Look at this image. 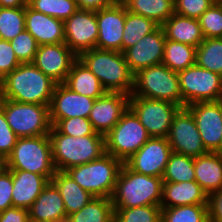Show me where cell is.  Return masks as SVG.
I'll list each match as a JSON object with an SVG mask.
<instances>
[{
    "mask_svg": "<svg viewBox=\"0 0 222 222\" xmlns=\"http://www.w3.org/2000/svg\"><path fill=\"white\" fill-rule=\"evenodd\" d=\"M193 115L203 145L208 152L221 153L222 100L196 102L186 107Z\"/></svg>",
    "mask_w": 222,
    "mask_h": 222,
    "instance_id": "13",
    "label": "cell"
},
{
    "mask_svg": "<svg viewBox=\"0 0 222 222\" xmlns=\"http://www.w3.org/2000/svg\"><path fill=\"white\" fill-rule=\"evenodd\" d=\"M51 182L62 196L67 217L81 210L94 197L64 171H56Z\"/></svg>",
    "mask_w": 222,
    "mask_h": 222,
    "instance_id": "28",
    "label": "cell"
},
{
    "mask_svg": "<svg viewBox=\"0 0 222 222\" xmlns=\"http://www.w3.org/2000/svg\"><path fill=\"white\" fill-rule=\"evenodd\" d=\"M182 108L196 102L222 100V76L194 64L177 72Z\"/></svg>",
    "mask_w": 222,
    "mask_h": 222,
    "instance_id": "10",
    "label": "cell"
},
{
    "mask_svg": "<svg viewBox=\"0 0 222 222\" xmlns=\"http://www.w3.org/2000/svg\"><path fill=\"white\" fill-rule=\"evenodd\" d=\"M208 204V195L196 181L164 182L161 208Z\"/></svg>",
    "mask_w": 222,
    "mask_h": 222,
    "instance_id": "24",
    "label": "cell"
},
{
    "mask_svg": "<svg viewBox=\"0 0 222 222\" xmlns=\"http://www.w3.org/2000/svg\"><path fill=\"white\" fill-rule=\"evenodd\" d=\"M128 0H112V2L114 4H124L125 2H127Z\"/></svg>",
    "mask_w": 222,
    "mask_h": 222,
    "instance_id": "50",
    "label": "cell"
},
{
    "mask_svg": "<svg viewBox=\"0 0 222 222\" xmlns=\"http://www.w3.org/2000/svg\"><path fill=\"white\" fill-rule=\"evenodd\" d=\"M195 181L210 194L222 189V153L208 152L194 158Z\"/></svg>",
    "mask_w": 222,
    "mask_h": 222,
    "instance_id": "25",
    "label": "cell"
},
{
    "mask_svg": "<svg viewBox=\"0 0 222 222\" xmlns=\"http://www.w3.org/2000/svg\"><path fill=\"white\" fill-rule=\"evenodd\" d=\"M130 95L165 100L182 108L178 74L163 64L137 72L134 75V86Z\"/></svg>",
    "mask_w": 222,
    "mask_h": 222,
    "instance_id": "7",
    "label": "cell"
},
{
    "mask_svg": "<svg viewBox=\"0 0 222 222\" xmlns=\"http://www.w3.org/2000/svg\"><path fill=\"white\" fill-rule=\"evenodd\" d=\"M5 167L44 175L51 181L57 170L49 135L18 138L12 153L5 160Z\"/></svg>",
    "mask_w": 222,
    "mask_h": 222,
    "instance_id": "5",
    "label": "cell"
},
{
    "mask_svg": "<svg viewBox=\"0 0 222 222\" xmlns=\"http://www.w3.org/2000/svg\"><path fill=\"white\" fill-rule=\"evenodd\" d=\"M171 153L167 138L151 137L124 164L134 172L162 178Z\"/></svg>",
    "mask_w": 222,
    "mask_h": 222,
    "instance_id": "15",
    "label": "cell"
},
{
    "mask_svg": "<svg viewBox=\"0 0 222 222\" xmlns=\"http://www.w3.org/2000/svg\"><path fill=\"white\" fill-rule=\"evenodd\" d=\"M55 85L33 63H21L2 79L0 98L49 106Z\"/></svg>",
    "mask_w": 222,
    "mask_h": 222,
    "instance_id": "1",
    "label": "cell"
},
{
    "mask_svg": "<svg viewBox=\"0 0 222 222\" xmlns=\"http://www.w3.org/2000/svg\"><path fill=\"white\" fill-rule=\"evenodd\" d=\"M129 108L150 137L167 138L173 117L181 107L165 100L130 95Z\"/></svg>",
    "mask_w": 222,
    "mask_h": 222,
    "instance_id": "11",
    "label": "cell"
},
{
    "mask_svg": "<svg viewBox=\"0 0 222 222\" xmlns=\"http://www.w3.org/2000/svg\"><path fill=\"white\" fill-rule=\"evenodd\" d=\"M166 39L198 47L205 39L198 19L173 14L162 25Z\"/></svg>",
    "mask_w": 222,
    "mask_h": 222,
    "instance_id": "26",
    "label": "cell"
},
{
    "mask_svg": "<svg viewBox=\"0 0 222 222\" xmlns=\"http://www.w3.org/2000/svg\"><path fill=\"white\" fill-rule=\"evenodd\" d=\"M25 30V7H0V39L10 41Z\"/></svg>",
    "mask_w": 222,
    "mask_h": 222,
    "instance_id": "36",
    "label": "cell"
},
{
    "mask_svg": "<svg viewBox=\"0 0 222 222\" xmlns=\"http://www.w3.org/2000/svg\"><path fill=\"white\" fill-rule=\"evenodd\" d=\"M196 64L222 76V38H205L197 47Z\"/></svg>",
    "mask_w": 222,
    "mask_h": 222,
    "instance_id": "33",
    "label": "cell"
},
{
    "mask_svg": "<svg viewBox=\"0 0 222 222\" xmlns=\"http://www.w3.org/2000/svg\"><path fill=\"white\" fill-rule=\"evenodd\" d=\"M166 37L162 26L145 35L123 54L131 72L135 75L140 70L162 64Z\"/></svg>",
    "mask_w": 222,
    "mask_h": 222,
    "instance_id": "17",
    "label": "cell"
},
{
    "mask_svg": "<svg viewBox=\"0 0 222 222\" xmlns=\"http://www.w3.org/2000/svg\"><path fill=\"white\" fill-rule=\"evenodd\" d=\"M114 219L112 200L93 197L81 210L69 215L66 222H114Z\"/></svg>",
    "mask_w": 222,
    "mask_h": 222,
    "instance_id": "30",
    "label": "cell"
},
{
    "mask_svg": "<svg viewBox=\"0 0 222 222\" xmlns=\"http://www.w3.org/2000/svg\"><path fill=\"white\" fill-rule=\"evenodd\" d=\"M28 220V209L12 206L0 212V222H27Z\"/></svg>",
    "mask_w": 222,
    "mask_h": 222,
    "instance_id": "47",
    "label": "cell"
},
{
    "mask_svg": "<svg viewBox=\"0 0 222 222\" xmlns=\"http://www.w3.org/2000/svg\"><path fill=\"white\" fill-rule=\"evenodd\" d=\"M28 5L37 12L63 21L79 9L75 0H29Z\"/></svg>",
    "mask_w": 222,
    "mask_h": 222,
    "instance_id": "37",
    "label": "cell"
},
{
    "mask_svg": "<svg viewBox=\"0 0 222 222\" xmlns=\"http://www.w3.org/2000/svg\"><path fill=\"white\" fill-rule=\"evenodd\" d=\"M78 56L65 44L39 45L32 63L56 84L66 81Z\"/></svg>",
    "mask_w": 222,
    "mask_h": 222,
    "instance_id": "16",
    "label": "cell"
},
{
    "mask_svg": "<svg viewBox=\"0 0 222 222\" xmlns=\"http://www.w3.org/2000/svg\"><path fill=\"white\" fill-rule=\"evenodd\" d=\"M5 168V161L0 157V171Z\"/></svg>",
    "mask_w": 222,
    "mask_h": 222,
    "instance_id": "51",
    "label": "cell"
},
{
    "mask_svg": "<svg viewBox=\"0 0 222 222\" xmlns=\"http://www.w3.org/2000/svg\"><path fill=\"white\" fill-rule=\"evenodd\" d=\"M64 84L72 91L93 99L107 93L100 80L79 58L73 62Z\"/></svg>",
    "mask_w": 222,
    "mask_h": 222,
    "instance_id": "27",
    "label": "cell"
},
{
    "mask_svg": "<svg viewBox=\"0 0 222 222\" xmlns=\"http://www.w3.org/2000/svg\"><path fill=\"white\" fill-rule=\"evenodd\" d=\"M64 30L65 44L77 56L96 48L98 38L96 11L78 9L64 21Z\"/></svg>",
    "mask_w": 222,
    "mask_h": 222,
    "instance_id": "14",
    "label": "cell"
},
{
    "mask_svg": "<svg viewBox=\"0 0 222 222\" xmlns=\"http://www.w3.org/2000/svg\"><path fill=\"white\" fill-rule=\"evenodd\" d=\"M150 138L139 118L128 108L118 123L105 135V153L124 163Z\"/></svg>",
    "mask_w": 222,
    "mask_h": 222,
    "instance_id": "9",
    "label": "cell"
},
{
    "mask_svg": "<svg viewBox=\"0 0 222 222\" xmlns=\"http://www.w3.org/2000/svg\"><path fill=\"white\" fill-rule=\"evenodd\" d=\"M114 222H161V206L114 208Z\"/></svg>",
    "mask_w": 222,
    "mask_h": 222,
    "instance_id": "38",
    "label": "cell"
},
{
    "mask_svg": "<svg viewBox=\"0 0 222 222\" xmlns=\"http://www.w3.org/2000/svg\"><path fill=\"white\" fill-rule=\"evenodd\" d=\"M167 140L172 152L177 154L196 158L208 153L194 117L186 107L180 108L174 115Z\"/></svg>",
    "mask_w": 222,
    "mask_h": 222,
    "instance_id": "12",
    "label": "cell"
},
{
    "mask_svg": "<svg viewBox=\"0 0 222 222\" xmlns=\"http://www.w3.org/2000/svg\"><path fill=\"white\" fill-rule=\"evenodd\" d=\"M163 179L130 170L124 163L118 173L111 197L114 208H132L146 205L160 206Z\"/></svg>",
    "mask_w": 222,
    "mask_h": 222,
    "instance_id": "3",
    "label": "cell"
},
{
    "mask_svg": "<svg viewBox=\"0 0 222 222\" xmlns=\"http://www.w3.org/2000/svg\"><path fill=\"white\" fill-rule=\"evenodd\" d=\"M12 172L6 167L0 171V212L12 207Z\"/></svg>",
    "mask_w": 222,
    "mask_h": 222,
    "instance_id": "45",
    "label": "cell"
},
{
    "mask_svg": "<svg viewBox=\"0 0 222 222\" xmlns=\"http://www.w3.org/2000/svg\"><path fill=\"white\" fill-rule=\"evenodd\" d=\"M0 107L10 128L19 138L49 134L52 126L49 106L0 98Z\"/></svg>",
    "mask_w": 222,
    "mask_h": 222,
    "instance_id": "8",
    "label": "cell"
},
{
    "mask_svg": "<svg viewBox=\"0 0 222 222\" xmlns=\"http://www.w3.org/2000/svg\"><path fill=\"white\" fill-rule=\"evenodd\" d=\"M128 12L153 20L161 26L174 13V0H128L124 3Z\"/></svg>",
    "mask_w": 222,
    "mask_h": 222,
    "instance_id": "29",
    "label": "cell"
},
{
    "mask_svg": "<svg viewBox=\"0 0 222 222\" xmlns=\"http://www.w3.org/2000/svg\"><path fill=\"white\" fill-rule=\"evenodd\" d=\"M95 100L72 91L64 83L56 84L49 105L51 125L60 119L72 117L88 119Z\"/></svg>",
    "mask_w": 222,
    "mask_h": 222,
    "instance_id": "18",
    "label": "cell"
},
{
    "mask_svg": "<svg viewBox=\"0 0 222 222\" xmlns=\"http://www.w3.org/2000/svg\"><path fill=\"white\" fill-rule=\"evenodd\" d=\"M79 9L100 10L112 6V0H75Z\"/></svg>",
    "mask_w": 222,
    "mask_h": 222,
    "instance_id": "48",
    "label": "cell"
},
{
    "mask_svg": "<svg viewBox=\"0 0 222 222\" xmlns=\"http://www.w3.org/2000/svg\"><path fill=\"white\" fill-rule=\"evenodd\" d=\"M161 222H209L208 204L162 208Z\"/></svg>",
    "mask_w": 222,
    "mask_h": 222,
    "instance_id": "35",
    "label": "cell"
},
{
    "mask_svg": "<svg viewBox=\"0 0 222 222\" xmlns=\"http://www.w3.org/2000/svg\"><path fill=\"white\" fill-rule=\"evenodd\" d=\"M1 92H2V77L0 76V95H1Z\"/></svg>",
    "mask_w": 222,
    "mask_h": 222,
    "instance_id": "52",
    "label": "cell"
},
{
    "mask_svg": "<svg viewBox=\"0 0 222 222\" xmlns=\"http://www.w3.org/2000/svg\"><path fill=\"white\" fill-rule=\"evenodd\" d=\"M159 25L153 20L144 16L128 12L126 9V19L123 29L122 53L134 46L145 35L153 32Z\"/></svg>",
    "mask_w": 222,
    "mask_h": 222,
    "instance_id": "32",
    "label": "cell"
},
{
    "mask_svg": "<svg viewBox=\"0 0 222 222\" xmlns=\"http://www.w3.org/2000/svg\"><path fill=\"white\" fill-rule=\"evenodd\" d=\"M129 96L107 92L97 98L89 114V121L96 133L105 136L129 108Z\"/></svg>",
    "mask_w": 222,
    "mask_h": 222,
    "instance_id": "20",
    "label": "cell"
},
{
    "mask_svg": "<svg viewBox=\"0 0 222 222\" xmlns=\"http://www.w3.org/2000/svg\"><path fill=\"white\" fill-rule=\"evenodd\" d=\"M198 21L204 38H222V3H214Z\"/></svg>",
    "mask_w": 222,
    "mask_h": 222,
    "instance_id": "39",
    "label": "cell"
},
{
    "mask_svg": "<svg viewBox=\"0 0 222 222\" xmlns=\"http://www.w3.org/2000/svg\"><path fill=\"white\" fill-rule=\"evenodd\" d=\"M25 30L38 45L65 43L64 21L25 6Z\"/></svg>",
    "mask_w": 222,
    "mask_h": 222,
    "instance_id": "21",
    "label": "cell"
},
{
    "mask_svg": "<svg viewBox=\"0 0 222 222\" xmlns=\"http://www.w3.org/2000/svg\"><path fill=\"white\" fill-rule=\"evenodd\" d=\"M28 4V0H0V7H25Z\"/></svg>",
    "mask_w": 222,
    "mask_h": 222,
    "instance_id": "49",
    "label": "cell"
},
{
    "mask_svg": "<svg viewBox=\"0 0 222 222\" xmlns=\"http://www.w3.org/2000/svg\"><path fill=\"white\" fill-rule=\"evenodd\" d=\"M53 127L62 134L72 137H83L86 135H101L96 133L89 119L72 117L58 120Z\"/></svg>",
    "mask_w": 222,
    "mask_h": 222,
    "instance_id": "40",
    "label": "cell"
},
{
    "mask_svg": "<svg viewBox=\"0 0 222 222\" xmlns=\"http://www.w3.org/2000/svg\"><path fill=\"white\" fill-rule=\"evenodd\" d=\"M18 136L7 123L3 109L0 107V157L5 161L13 151Z\"/></svg>",
    "mask_w": 222,
    "mask_h": 222,
    "instance_id": "43",
    "label": "cell"
},
{
    "mask_svg": "<svg viewBox=\"0 0 222 222\" xmlns=\"http://www.w3.org/2000/svg\"><path fill=\"white\" fill-rule=\"evenodd\" d=\"M215 3H222V0H212Z\"/></svg>",
    "mask_w": 222,
    "mask_h": 222,
    "instance_id": "53",
    "label": "cell"
},
{
    "mask_svg": "<svg viewBox=\"0 0 222 222\" xmlns=\"http://www.w3.org/2000/svg\"><path fill=\"white\" fill-rule=\"evenodd\" d=\"M13 190L12 204L14 207L29 209L49 180L40 174L29 171L11 170Z\"/></svg>",
    "mask_w": 222,
    "mask_h": 222,
    "instance_id": "23",
    "label": "cell"
},
{
    "mask_svg": "<svg viewBox=\"0 0 222 222\" xmlns=\"http://www.w3.org/2000/svg\"><path fill=\"white\" fill-rule=\"evenodd\" d=\"M126 19L124 4L96 10L98 38L96 48L122 52L123 29Z\"/></svg>",
    "mask_w": 222,
    "mask_h": 222,
    "instance_id": "19",
    "label": "cell"
},
{
    "mask_svg": "<svg viewBox=\"0 0 222 222\" xmlns=\"http://www.w3.org/2000/svg\"><path fill=\"white\" fill-rule=\"evenodd\" d=\"M20 63H32L38 50V43L26 30L9 41Z\"/></svg>",
    "mask_w": 222,
    "mask_h": 222,
    "instance_id": "41",
    "label": "cell"
},
{
    "mask_svg": "<svg viewBox=\"0 0 222 222\" xmlns=\"http://www.w3.org/2000/svg\"><path fill=\"white\" fill-rule=\"evenodd\" d=\"M197 47L166 39L162 64L175 72L196 64Z\"/></svg>",
    "mask_w": 222,
    "mask_h": 222,
    "instance_id": "31",
    "label": "cell"
},
{
    "mask_svg": "<svg viewBox=\"0 0 222 222\" xmlns=\"http://www.w3.org/2000/svg\"><path fill=\"white\" fill-rule=\"evenodd\" d=\"M162 179L163 182L195 181L194 158L172 152Z\"/></svg>",
    "mask_w": 222,
    "mask_h": 222,
    "instance_id": "34",
    "label": "cell"
},
{
    "mask_svg": "<svg viewBox=\"0 0 222 222\" xmlns=\"http://www.w3.org/2000/svg\"><path fill=\"white\" fill-rule=\"evenodd\" d=\"M209 222H222V189L208 196Z\"/></svg>",
    "mask_w": 222,
    "mask_h": 222,
    "instance_id": "46",
    "label": "cell"
},
{
    "mask_svg": "<svg viewBox=\"0 0 222 222\" xmlns=\"http://www.w3.org/2000/svg\"><path fill=\"white\" fill-rule=\"evenodd\" d=\"M122 162L110 154L65 172L94 197H112Z\"/></svg>",
    "mask_w": 222,
    "mask_h": 222,
    "instance_id": "6",
    "label": "cell"
},
{
    "mask_svg": "<svg viewBox=\"0 0 222 222\" xmlns=\"http://www.w3.org/2000/svg\"><path fill=\"white\" fill-rule=\"evenodd\" d=\"M214 3L212 0H174L175 14L198 19Z\"/></svg>",
    "mask_w": 222,
    "mask_h": 222,
    "instance_id": "42",
    "label": "cell"
},
{
    "mask_svg": "<svg viewBox=\"0 0 222 222\" xmlns=\"http://www.w3.org/2000/svg\"><path fill=\"white\" fill-rule=\"evenodd\" d=\"M27 222H39V221H34V220L29 219Z\"/></svg>",
    "mask_w": 222,
    "mask_h": 222,
    "instance_id": "54",
    "label": "cell"
},
{
    "mask_svg": "<svg viewBox=\"0 0 222 222\" xmlns=\"http://www.w3.org/2000/svg\"><path fill=\"white\" fill-rule=\"evenodd\" d=\"M48 135L57 171L65 172L72 167L99 159L105 154V136L103 135L72 137L59 133L53 126Z\"/></svg>",
    "mask_w": 222,
    "mask_h": 222,
    "instance_id": "4",
    "label": "cell"
},
{
    "mask_svg": "<svg viewBox=\"0 0 222 222\" xmlns=\"http://www.w3.org/2000/svg\"><path fill=\"white\" fill-rule=\"evenodd\" d=\"M29 219L39 222H66L67 214L59 190L49 181L28 209Z\"/></svg>",
    "mask_w": 222,
    "mask_h": 222,
    "instance_id": "22",
    "label": "cell"
},
{
    "mask_svg": "<svg viewBox=\"0 0 222 222\" xmlns=\"http://www.w3.org/2000/svg\"><path fill=\"white\" fill-rule=\"evenodd\" d=\"M78 58L100 80L106 92L132 93L134 74L122 52L93 48L82 52Z\"/></svg>",
    "mask_w": 222,
    "mask_h": 222,
    "instance_id": "2",
    "label": "cell"
},
{
    "mask_svg": "<svg viewBox=\"0 0 222 222\" xmlns=\"http://www.w3.org/2000/svg\"><path fill=\"white\" fill-rule=\"evenodd\" d=\"M20 64L10 42L0 39V76L2 79Z\"/></svg>",
    "mask_w": 222,
    "mask_h": 222,
    "instance_id": "44",
    "label": "cell"
}]
</instances>
